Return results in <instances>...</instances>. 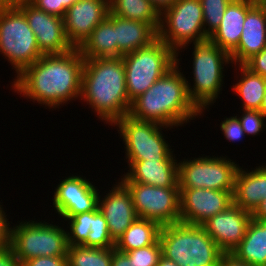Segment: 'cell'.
Segmentation results:
<instances>
[{
  "label": "cell",
  "instance_id": "cell-17",
  "mask_svg": "<svg viewBox=\"0 0 266 266\" xmlns=\"http://www.w3.org/2000/svg\"><path fill=\"white\" fill-rule=\"evenodd\" d=\"M96 187L80 176H69L57 186L53 205L64 219L98 208Z\"/></svg>",
  "mask_w": 266,
  "mask_h": 266
},
{
  "label": "cell",
  "instance_id": "cell-31",
  "mask_svg": "<svg viewBox=\"0 0 266 266\" xmlns=\"http://www.w3.org/2000/svg\"><path fill=\"white\" fill-rule=\"evenodd\" d=\"M232 0H200L205 34L209 37L221 24L227 6ZM208 26V29H206Z\"/></svg>",
  "mask_w": 266,
  "mask_h": 266
},
{
  "label": "cell",
  "instance_id": "cell-27",
  "mask_svg": "<svg viewBox=\"0 0 266 266\" xmlns=\"http://www.w3.org/2000/svg\"><path fill=\"white\" fill-rule=\"evenodd\" d=\"M109 7L112 14L149 23L158 32L161 14L149 0H109Z\"/></svg>",
  "mask_w": 266,
  "mask_h": 266
},
{
  "label": "cell",
  "instance_id": "cell-32",
  "mask_svg": "<svg viewBox=\"0 0 266 266\" xmlns=\"http://www.w3.org/2000/svg\"><path fill=\"white\" fill-rule=\"evenodd\" d=\"M70 222V233L67 232L68 245H82L88 238L92 225V211L66 218Z\"/></svg>",
  "mask_w": 266,
  "mask_h": 266
},
{
  "label": "cell",
  "instance_id": "cell-49",
  "mask_svg": "<svg viewBox=\"0 0 266 266\" xmlns=\"http://www.w3.org/2000/svg\"><path fill=\"white\" fill-rule=\"evenodd\" d=\"M260 112L264 115V117L266 118V92L264 94L263 100H262V104H261V108H260Z\"/></svg>",
  "mask_w": 266,
  "mask_h": 266
},
{
  "label": "cell",
  "instance_id": "cell-7",
  "mask_svg": "<svg viewBox=\"0 0 266 266\" xmlns=\"http://www.w3.org/2000/svg\"><path fill=\"white\" fill-rule=\"evenodd\" d=\"M0 52L8 58L17 76L43 55L19 8H0Z\"/></svg>",
  "mask_w": 266,
  "mask_h": 266
},
{
  "label": "cell",
  "instance_id": "cell-36",
  "mask_svg": "<svg viewBox=\"0 0 266 266\" xmlns=\"http://www.w3.org/2000/svg\"><path fill=\"white\" fill-rule=\"evenodd\" d=\"M243 65L251 72L266 78V48L260 53L253 55Z\"/></svg>",
  "mask_w": 266,
  "mask_h": 266
},
{
  "label": "cell",
  "instance_id": "cell-20",
  "mask_svg": "<svg viewBox=\"0 0 266 266\" xmlns=\"http://www.w3.org/2000/svg\"><path fill=\"white\" fill-rule=\"evenodd\" d=\"M177 160H142L128 162L130 172L122 183H142L158 187H179Z\"/></svg>",
  "mask_w": 266,
  "mask_h": 266
},
{
  "label": "cell",
  "instance_id": "cell-8",
  "mask_svg": "<svg viewBox=\"0 0 266 266\" xmlns=\"http://www.w3.org/2000/svg\"><path fill=\"white\" fill-rule=\"evenodd\" d=\"M67 231L47 222H21L11 228V245L16 258L24 261L42 256H67Z\"/></svg>",
  "mask_w": 266,
  "mask_h": 266
},
{
  "label": "cell",
  "instance_id": "cell-50",
  "mask_svg": "<svg viewBox=\"0 0 266 266\" xmlns=\"http://www.w3.org/2000/svg\"><path fill=\"white\" fill-rule=\"evenodd\" d=\"M254 4H261L265 0H251Z\"/></svg>",
  "mask_w": 266,
  "mask_h": 266
},
{
  "label": "cell",
  "instance_id": "cell-21",
  "mask_svg": "<svg viewBox=\"0 0 266 266\" xmlns=\"http://www.w3.org/2000/svg\"><path fill=\"white\" fill-rule=\"evenodd\" d=\"M251 0H232L226 8L220 26L209 36L216 46L231 54L238 46Z\"/></svg>",
  "mask_w": 266,
  "mask_h": 266
},
{
  "label": "cell",
  "instance_id": "cell-39",
  "mask_svg": "<svg viewBox=\"0 0 266 266\" xmlns=\"http://www.w3.org/2000/svg\"><path fill=\"white\" fill-rule=\"evenodd\" d=\"M7 220L5 212L0 205V249L11 245V228H9L10 225Z\"/></svg>",
  "mask_w": 266,
  "mask_h": 266
},
{
  "label": "cell",
  "instance_id": "cell-5",
  "mask_svg": "<svg viewBox=\"0 0 266 266\" xmlns=\"http://www.w3.org/2000/svg\"><path fill=\"white\" fill-rule=\"evenodd\" d=\"M128 98L132 102L176 65L177 53L156 38L148 46L122 56Z\"/></svg>",
  "mask_w": 266,
  "mask_h": 266
},
{
  "label": "cell",
  "instance_id": "cell-33",
  "mask_svg": "<svg viewBox=\"0 0 266 266\" xmlns=\"http://www.w3.org/2000/svg\"><path fill=\"white\" fill-rule=\"evenodd\" d=\"M125 253L130 260H133L137 266H157L162 256L161 243H156L146 247L131 250Z\"/></svg>",
  "mask_w": 266,
  "mask_h": 266
},
{
  "label": "cell",
  "instance_id": "cell-25",
  "mask_svg": "<svg viewBox=\"0 0 266 266\" xmlns=\"http://www.w3.org/2000/svg\"><path fill=\"white\" fill-rule=\"evenodd\" d=\"M161 228L155 221L138 217L117 239L114 248L128 252L154 244L159 240Z\"/></svg>",
  "mask_w": 266,
  "mask_h": 266
},
{
  "label": "cell",
  "instance_id": "cell-15",
  "mask_svg": "<svg viewBox=\"0 0 266 266\" xmlns=\"http://www.w3.org/2000/svg\"><path fill=\"white\" fill-rule=\"evenodd\" d=\"M109 0H78L63 17L67 40L79 48L109 14Z\"/></svg>",
  "mask_w": 266,
  "mask_h": 266
},
{
  "label": "cell",
  "instance_id": "cell-44",
  "mask_svg": "<svg viewBox=\"0 0 266 266\" xmlns=\"http://www.w3.org/2000/svg\"><path fill=\"white\" fill-rule=\"evenodd\" d=\"M161 14L164 10L171 7L177 0H149Z\"/></svg>",
  "mask_w": 266,
  "mask_h": 266
},
{
  "label": "cell",
  "instance_id": "cell-10",
  "mask_svg": "<svg viewBox=\"0 0 266 266\" xmlns=\"http://www.w3.org/2000/svg\"><path fill=\"white\" fill-rule=\"evenodd\" d=\"M114 125H118L120 135L125 142L126 158L128 162L142 160H175L166 140L163 138L160 127L163 125L142 121L124 115L117 119Z\"/></svg>",
  "mask_w": 266,
  "mask_h": 266
},
{
  "label": "cell",
  "instance_id": "cell-35",
  "mask_svg": "<svg viewBox=\"0 0 266 266\" xmlns=\"http://www.w3.org/2000/svg\"><path fill=\"white\" fill-rule=\"evenodd\" d=\"M220 128L227 140L232 142L241 140V137L245 134L237 116L226 118L222 121Z\"/></svg>",
  "mask_w": 266,
  "mask_h": 266
},
{
  "label": "cell",
  "instance_id": "cell-29",
  "mask_svg": "<svg viewBox=\"0 0 266 266\" xmlns=\"http://www.w3.org/2000/svg\"><path fill=\"white\" fill-rule=\"evenodd\" d=\"M67 266H112V248L69 245Z\"/></svg>",
  "mask_w": 266,
  "mask_h": 266
},
{
  "label": "cell",
  "instance_id": "cell-2",
  "mask_svg": "<svg viewBox=\"0 0 266 266\" xmlns=\"http://www.w3.org/2000/svg\"><path fill=\"white\" fill-rule=\"evenodd\" d=\"M176 61L172 69L132 101L128 115L137 120L161 124L165 128L180 126L201 115L202 112L189 97V82L178 69L179 59Z\"/></svg>",
  "mask_w": 266,
  "mask_h": 266
},
{
  "label": "cell",
  "instance_id": "cell-14",
  "mask_svg": "<svg viewBox=\"0 0 266 266\" xmlns=\"http://www.w3.org/2000/svg\"><path fill=\"white\" fill-rule=\"evenodd\" d=\"M26 16L43 55L63 54L74 47L67 40L63 18L37 9L30 2L18 7Z\"/></svg>",
  "mask_w": 266,
  "mask_h": 266
},
{
  "label": "cell",
  "instance_id": "cell-30",
  "mask_svg": "<svg viewBox=\"0 0 266 266\" xmlns=\"http://www.w3.org/2000/svg\"><path fill=\"white\" fill-rule=\"evenodd\" d=\"M94 248H114L115 241L111 238L107 221L99 208L92 211V225L87 240L82 244Z\"/></svg>",
  "mask_w": 266,
  "mask_h": 266
},
{
  "label": "cell",
  "instance_id": "cell-23",
  "mask_svg": "<svg viewBox=\"0 0 266 266\" xmlns=\"http://www.w3.org/2000/svg\"><path fill=\"white\" fill-rule=\"evenodd\" d=\"M79 50L84 59L118 57L115 15L109 11L108 16L93 29Z\"/></svg>",
  "mask_w": 266,
  "mask_h": 266
},
{
  "label": "cell",
  "instance_id": "cell-46",
  "mask_svg": "<svg viewBox=\"0 0 266 266\" xmlns=\"http://www.w3.org/2000/svg\"><path fill=\"white\" fill-rule=\"evenodd\" d=\"M261 201L266 199V166L260 167Z\"/></svg>",
  "mask_w": 266,
  "mask_h": 266
},
{
  "label": "cell",
  "instance_id": "cell-18",
  "mask_svg": "<svg viewBox=\"0 0 266 266\" xmlns=\"http://www.w3.org/2000/svg\"><path fill=\"white\" fill-rule=\"evenodd\" d=\"M112 188L103 200L99 195L98 208L107 221L111 238L116 242L138 215L128 188L122 182Z\"/></svg>",
  "mask_w": 266,
  "mask_h": 266
},
{
  "label": "cell",
  "instance_id": "cell-48",
  "mask_svg": "<svg viewBox=\"0 0 266 266\" xmlns=\"http://www.w3.org/2000/svg\"><path fill=\"white\" fill-rule=\"evenodd\" d=\"M77 1L78 0H60V4H63V17L65 15L66 10Z\"/></svg>",
  "mask_w": 266,
  "mask_h": 266
},
{
  "label": "cell",
  "instance_id": "cell-41",
  "mask_svg": "<svg viewBox=\"0 0 266 266\" xmlns=\"http://www.w3.org/2000/svg\"><path fill=\"white\" fill-rule=\"evenodd\" d=\"M112 266H137L133 260L115 248H112Z\"/></svg>",
  "mask_w": 266,
  "mask_h": 266
},
{
  "label": "cell",
  "instance_id": "cell-40",
  "mask_svg": "<svg viewBox=\"0 0 266 266\" xmlns=\"http://www.w3.org/2000/svg\"><path fill=\"white\" fill-rule=\"evenodd\" d=\"M0 266H22L11 247L0 249Z\"/></svg>",
  "mask_w": 266,
  "mask_h": 266
},
{
  "label": "cell",
  "instance_id": "cell-38",
  "mask_svg": "<svg viewBox=\"0 0 266 266\" xmlns=\"http://www.w3.org/2000/svg\"><path fill=\"white\" fill-rule=\"evenodd\" d=\"M37 9L63 18V4L60 0H30Z\"/></svg>",
  "mask_w": 266,
  "mask_h": 266
},
{
  "label": "cell",
  "instance_id": "cell-1",
  "mask_svg": "<svg viewBox=\"0 0 266 266\" xmlns=\"http://www.w3.org/2000/svg\"><path fill=\"white\" fill-rule=\"evenodd\" d=\"M84 61L79 48L63 54L42 55L17 76L12 86L24 97L58 107L81 97Z\"/></svg>",
  "mask_w": 266,
  "mask_h": 266
},
{
  "label": "cell",
  "instance_id": "cell-45",
  "mask_svg": "<svg viewBox=\"0 0 266 266\" xmlns=\"http://www.w3.org/2000/svg\"><path fill=\"white\" fill-rule=\"evenodd\" d=\"M30 0H0V8H18Z\"/></svg>",
  "mask_w": 266,
  "mask_h": 266
},
{
  "label": "cell",
  "instance_id": "cell-43",
  "mask_svg": "<svg viewBox=\"0 0 266 266\" xmlns=\"http://www.w3.org/2000/svg\"><path fill=\"white\" fill-rule=\"evenodd\" d=\"M256 220H266V199H263L257 208L251 213Z\"/></svg>",
  "mask_w": 266,
  "mask_h": 266
},
{
  "label": "cell",
  "instance_id": "cell-6",
  "mask_svg": "<svg viewBox=\"0 0 266 266\" xmlns=\"http://www.w3.org/2000/svg\"><path fill=\"white\" fill-rule=\"evenodd\" d=\"M193 44L195 83L193 89L187 84V89L191 101L202 112L218 98L224 76L223 64H228L230 61L232 63V60L230 54L216 46L210 38Z\"/></svg>",
  "mask_w": 266,
  "mask_h": 266
},
{
  "label": "cell",
  "instance_id": "cell-4",
  "mask_svg": "<svg viewBox=\"0 0 266 266\" xmlns=\"http://www.w3.org/2000/svg\"><path fill=\"white\" fill-rule=\"evenodd\" d=\"M162 255L178 266H219L225 254L202 225L182 222L162 226Z\"/></svg>",
  "mask_w": 266,
  "mask_h": 266
},
{
  "label": "cell",
  "instance_id": "cell-26",
  "mask_svg": "<svg viewBox=\"0 0 266 266\" xmlns=\"http://www.w3.org/2000/svg\"><path fill=\"white\" fill-rule=\"evenodd\" d=\"M260 202V166L251 172L239 167L235 177L233 204L252 213Z\"/></svg>",
  "mask_w": 266,
  "mask_h": 266
},
{
  "label": "cell",
  "instance_id": "cell-9",
  "mask_svg": "<svg viewBox=\"0 0 266 266\" xmlns=\"http://www.w3.org/2000/svg\"><path fill=\"white\" fill-rule=\"evenodd\" d=\"M160 17L158 38L171 47L177 53V57L178 49H182L189 42H199L209 38L203 28L200 0H177L164 10Z\"/></svg>",
  "mask_w": 266,
  "mask_h": 266
},
{
  "label": "cell",
  "instance_id": "cell-11",
  "mask_svg": "<svg viewBox=\"0 0 266 266\" xmlns=\"http://www.w3.org/2000/svg\"><path fill=\"white\" fill-rule=\"evenodd\" d=\"M224 157H199L178 163L179 188L234 192L239 165Z\"/></svg>",
  "mask_w": 266,
  "mask_h": 266
},
{
  "label": "cell",
  "instance_id": "cell-47",
  "mask_svg": "<svg viewBox=\"0 0 266 266\" xmlns=\"http://www.w3.org/2000/svg\"><path fill=\"white\" fill-rule=\"evenodd\" d=\"M157 266H178V265L174 261L162 255Z\"/></svg>",
  "mask_w": 266,
  "mask_h": 266
},
{
  "label": "cell",
  "instance_id": "cell-42",
  "mask_svg": "<svg viewBox=\"0 0 266 266\" xmlns=\"http://www.w3.org/2000/svg\"><path fill=\"white\" fill-rule=\"evenodd\" d=\"M219 266H251L245 262L238 261L232 254H224L219 262Z\"/></svg>",
  "mask_w": 266,
  "mask_h": 266
},
{
  "label": "cell",
  "instance_id": "cell-16",
  "mask_svg": "<svg viewBox=\"0 0 266 266\" xmlns=\"http://www.w3.org/2000/svg\"><path fill=\"white\" fill-rule=\"evenodd\" d=\"M251 219V212L233 204L210 217L202 227L225 254H231L243 240Z\"/></svg>",
  "mask_w": 266,
  "mask_h": 266
},
{
  "label": "cell",
  "instance_id": "cell-34",
  "mask_svg": "<svg viewBox=\"0 0 266 266\" xmlns=\"http://www.w3.org/2000/svg\"><path fill=\"white\" fill-rule=\"evenodd\" d=\"M243 111V116L238 119L241 123L244 133L254 136L261 132L263 128H266V124H263L265 117L260 111L245 109Z\"/></svg>",
  "mask_w": 266,
  "mask_h": 266
},
{
  "label": "cell",
  "instance_id": "cell-22",
  "mask_svg": "<svg viewBox=\"0 0 266 266\" xmlns=\"http://www.w3.org/2000/svg\"><path fill=\"white\" fill-rule=\"evenodd\" d=\"M115 36L118 46V57L148 46L158 32L146 22L121 18L115 15Z\"/></svg>",
  "mask_w": 266,
  "mask_h": 266
},
{
  "label": "cell",
  "instance_id": "cell-3",
  "mask_svg": "<svg viewBox=\"0 0 266 266\" xmlns=\"http://www.w3.org/2000/svg\"><path fill=\"white\" fill-rule=\"evenodd\" d=\"M81 98L94 108L99 118L113 123L129 114L125 67L122 57L85 59Z\"/></svg>",
  "mask_w": 266,
  "mask_h": 266
},
{
  "label": "cell",
  "instance_id": "cell-28",
  "mask_svg": "<svg viewBox=\"0 0 266 266\" xmlns=\"http://www.w3.org/2000/svg\"><path fill=\"white\" fill-rule=\"evenodd\" d=\"M239 67L242 71V79L234 85L235 87L233 86V90L242 97L243 110L260 111L262 100L266 92V78L251 72L244 65H239Z\"/></svg>",
  "mask_w": 266,
  "mask_h": 266
},
{
  "label": "cell",
  "instance_id": "cell-37",
  "mask_svg": "<svg viewBox=\"0 0 266 266\" xmlns=\"http://www.w3.org/2000/svg\"><path fill=\"white\" fill-rule=\"evenodd\" d=\"M22 266H67V256H42L28 259Z\"/></svg>",
  "mask_w": 266,
  "mask_h": 266
},
{
  "label": "cell",
  "instance_id": "cell-13",
  "mask_svg": "<svg viewBox=\"0 0 266 266\" xmlns=\"http://www.w3.org/2000/svg\"><path fill=\"white\" fill-rule=\"evenodd\" d=\"M180 222L202 225L233 205V193L223 190L180 188Z\"/></svg>",
  "mask_w": 266,
  "mask_h": 266
},
{
  "label": "cell",
  "instance_id": "cell-24",
  "mask_svg": "<svg viewBox=\"0 0 266 266\" xmlns=\"http://www.w3.org/2000/svg\"><path fill=\"white\" fill-rule=\"evenodd\" d=\"M231 254L251 266H266V220L252 218L243 240Z\"/></svg>",
  "mask_w": 266,
  "mask_h": 266
},
{
  "label": "cell",
  "instance_id": "cell-12",
  "mask_svg": "<svg viewBox=\"0 0 266 266\" xmlns=\"http://www.w3.org/2000/svg\"><path fill=\"white\" fill-rule=\"evenodd\" d=\"M131 193L139 218L161 226L180 222V188L158 187L142 183H123Z\"/></svg>",
  "mask_w": 266,
  "mask_h": 266
},
{
  "label": "cell",
  "instance_id": "cell-19",
  "mask_svg": "<svg viewBox=\"0 0 266 266\" xmlns=\"http://www.w3.org/2000/svg\"><path fill=\"white\" fill-rule=\"evenodd\" d=\"M264 48H266V13L260 4H254L247 11L239 44L230 54L232 63L239 62L243 65Z\"/></svg>",
  "mask_w": 266,
  "mask_h": 266
},
{
  "label": "cell",
  "instance_id": "cell-51",
  "mask_svg": "<svg viewBox=\"0 0 266 266\" xmlns=\"http://www.w3.org/2000/svg\"><path fill=\"white\" fill-rule=\"evenodd\" d=\"M260 5L263 7V9L265 10V13H266V0L264 2H262Z\"/></svg>",
  "mask_w": 266,
  "mask_h": 266
}]
</instances>
